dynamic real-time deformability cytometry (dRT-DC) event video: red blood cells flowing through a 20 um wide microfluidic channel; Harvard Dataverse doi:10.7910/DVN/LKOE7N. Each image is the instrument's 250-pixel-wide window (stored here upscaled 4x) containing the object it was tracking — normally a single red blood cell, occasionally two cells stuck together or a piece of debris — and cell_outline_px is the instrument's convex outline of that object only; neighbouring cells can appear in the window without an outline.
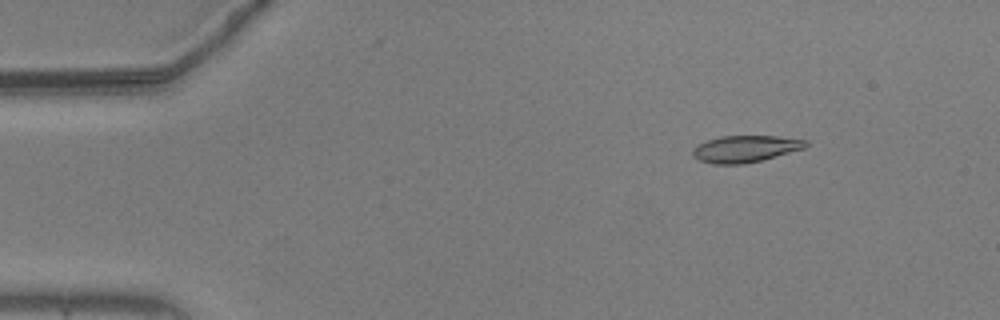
{"species": "common noctule bat (a hibernating species)", "species_latin": "Nyctalus noctula", "temperature_condition": "warm", "stored_images_in_passage": 56, "camera_frame_rate_fps": 3000, "um_per_image_px": 0.085, "animal": {"sex": "male", "body_mass_g": 20.5, "forearm_length_mm": 52.5}, "frame": {"image": 1, "passage_image": 8, "time_ms": 2.333, "image_size_px": [1000, 320], "cell_outline_px": [[808, 144], [804, 148], [760, 160], [744, 164], [712, 164], [700, 160], [692, 156], [692, 152], [700, 144], [708, 140], [720, 136], [776, 136], [808, 140]], "centroid_in_image_um": [63.36, 12.65], "position_along_channel_um": 21.6, "area_um2": 17.34}}
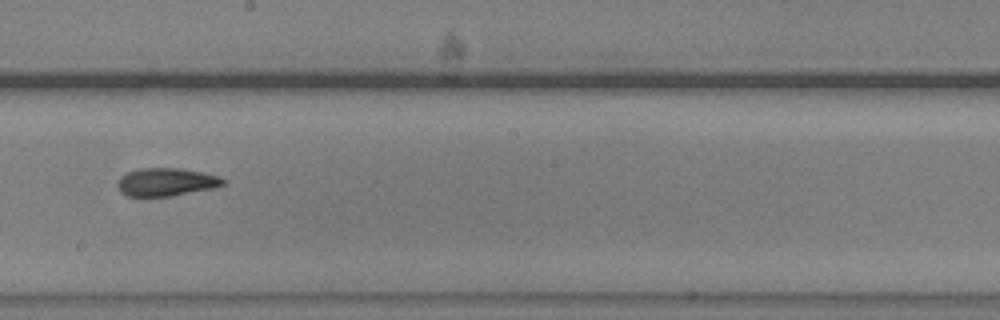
{"frame": {"image": 2, "passage_image": 32, "time_ms": 10.333, "image_size_px": [1000, 320], "cell_outline_px": [[228, 180], [224, 184], [212, 188], [172, 196], [128, 196], [120, 192], [116, 184], [120, 176], [128, 172], [140, 168], [180, 168], [204, 172], [220, 176]], "centroid_in_image_um": [14.14, 15.46], "position_along_channel_um": 234.1, "area_um2": 17.4}}
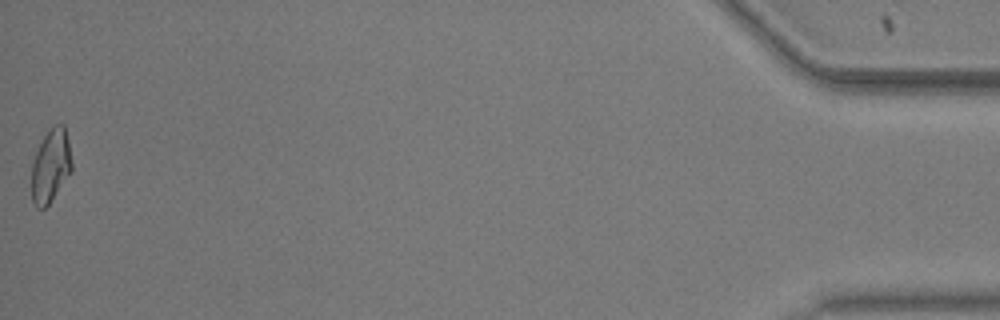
{"frame": {"image": 3, "passage_image": 56, "time_ms": 18.333, "image_size_px": [1000, 320], "cell_outline_px": [[72, 172], [48, 204], [44, 208], [36, 208], [32, 200], [32, 164], [36, 152], [44, 136], [56, 124], [64, 124], [68, 140], [72, 164]], "centroid_in_image_um": [4.32, 14.11], "position_along_channel_um": 430.9, "area_um2": 16.94}, "authors_computed_cell_mechanics": {"area_um2": 17.4556, "velocity_mm_per_s": 3.6765, "shape_relaxation_time_tau1_ms": 5.4317, "shape_relaxation_time_tau2_ms": 4.0467, "deformation_change_tau1": 0.1666, "deformation_change_tau2": 0.1176}}